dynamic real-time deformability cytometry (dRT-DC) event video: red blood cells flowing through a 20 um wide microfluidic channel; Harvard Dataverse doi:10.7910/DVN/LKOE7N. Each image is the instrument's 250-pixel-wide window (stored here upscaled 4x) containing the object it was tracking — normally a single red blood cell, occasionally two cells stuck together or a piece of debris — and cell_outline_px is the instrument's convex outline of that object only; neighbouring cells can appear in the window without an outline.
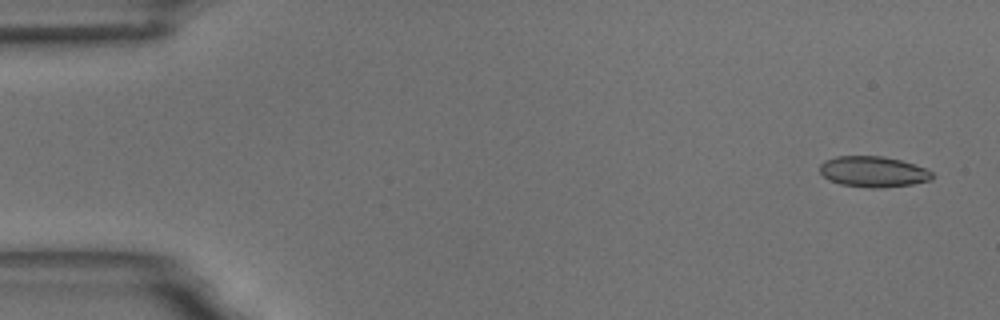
{"species": "common noctule bat (a hibernating species)", "species_latin": "Nyctalus noctula", "temperature_condition": "room temperature", "stored_images_in_passage": 4, "camera_frame_rate_fps": 3000, "um_per_image_px": 0.085, "animal": {"sex": "male", "body_mass_g": 18.8}, "frame": {"image": 1, "passage_image": 1, "time_ms": 0.0, "image_size_px": [1000, 320], "cell_outline_px": [[932, 180], [912, 184], [880, 188], [868, 188], [840, 184], [828, 180], [820, 172], [820, 164], [824, 160], [836, 156], [880, 156], [900, 160], [924, 168], [932, 172]], "centroid_in_image_um": [74.18, 14.6], "position_along_channel_um": 10.8, "area_um2": 20.11}}